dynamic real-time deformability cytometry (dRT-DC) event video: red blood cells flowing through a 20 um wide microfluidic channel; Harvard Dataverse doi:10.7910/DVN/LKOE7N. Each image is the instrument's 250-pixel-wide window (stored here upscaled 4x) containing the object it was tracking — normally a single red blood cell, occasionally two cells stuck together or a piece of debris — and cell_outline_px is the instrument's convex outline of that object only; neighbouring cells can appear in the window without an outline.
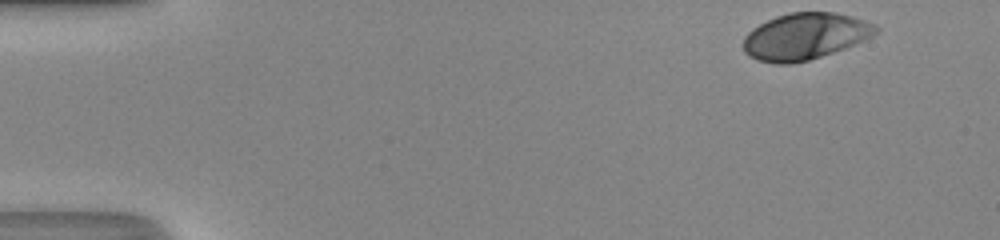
{"species": "human", "species_latin": "Homo sapiens", "temperature_condition": "room temperature", "stored_images_in_passage": 37, "camera_frame_rate_fps": 3000, "um_per_image_px": 0.085, "donor": {"sex": "male"}, "frame": {"image": 1, "passage_image": 1, "time_ms": 0.0, "image_size_px": [1000, 240], "cell_outline_px": [[880, 28], [876, 32], [844, 48], [808, 60], [788, 64], [776, 64], [756, 60], [748, 56], [744, 52], [744, 36], [752, 28], [776, 16], [792, 12], [832, 12], [864, 20], [876, 24]], "centroid_in_image_um": [68.36, 3.09], "position_along_channel_um": 16.6, "area_um2": 35.43}}
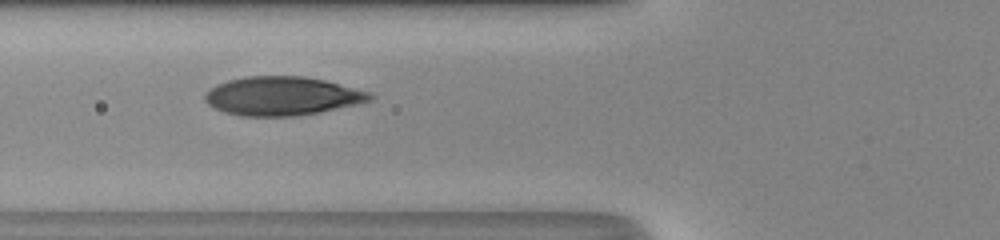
{"frame": {"image": 2, "passage_image": 16, "time_ms": 5.0, "image_size_px": [1000, 240], "cell_outline_px": [[376, 96], [372, 100], [360, 104], [320, 112], [296, 116], [240, 116], [224, 112], [208, 104], [204, 100], [204, 92], [216, 84], [228, 80], [244, 76], [304, 76], [324, 80], [372, 92]], "centroid_in_image_um": [24.0, 8.16], "position_along_channel_um": 101.8, "area_um2": 37.69}}
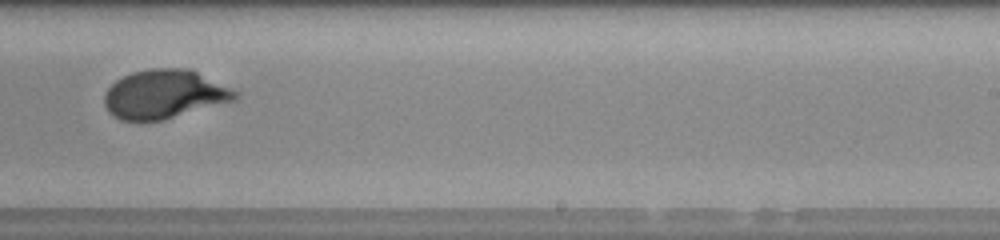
{"frame": {"image": 3, "passage_image": 28, "time_ms": 9.0, "image_size_px": [1000, 240], "cell_outline_px": [[240, 96], [236, 100], [160, 120], [120, 120], [108, 112], [104, 104], [104, 96], [108, 88], [116, 80], [132, 72], [152, 68], [180, 68], [196, 72], [236, 92]], "centroid_in_image_um": [13.91, 8.01], "position_along_channel_um": 275.1, "area_um2": 36.41}, "authors_computed_cell_mechanics": {"area_um2": 37.0498, "velocity_mm_per_s": 4.3455, "shape_relaxation_time_tau1_ms": 4.795, "shape_relaxation_time_tau2_ms": null, "deformation_change_tau1": 0.2119, "deformation_change_tau2": null}}